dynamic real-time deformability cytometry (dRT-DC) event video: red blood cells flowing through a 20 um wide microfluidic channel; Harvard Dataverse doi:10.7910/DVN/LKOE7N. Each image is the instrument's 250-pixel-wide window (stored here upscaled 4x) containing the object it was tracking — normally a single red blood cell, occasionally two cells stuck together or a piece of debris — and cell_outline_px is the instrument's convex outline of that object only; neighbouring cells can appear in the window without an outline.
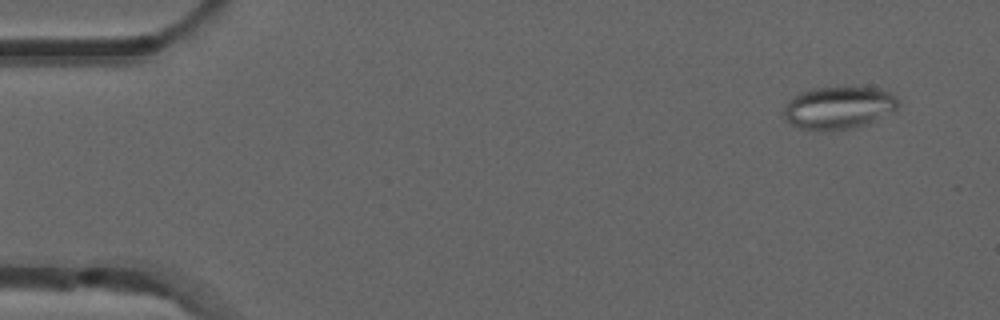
{"species": "common noctule bat (a hibernating species)", "species_latin": "Nyctalus noctula", "temperature_condition": "room temperature", "stored_images_in_passage": 3, "camera_frame_rate_fps": 3000, "um_per_image_px": 0.085, "animal": {"sex": "male", "forearm_length_mm": 52.5}, "frame": {"image": 1, "passage_image": 1, "time_ms": 0.0, "image_size_px": [1000, 320], "cell_outline_px": [[900, 104], [896, 112], [868, 124], [848, 128], [800, 128], [792, 124], [784, 116], [784, 104], [788, 100], [800, 92], [812, 88], [876, 88], [888, 92], [896, 96], [900, 100]], "centroid_in_image_um": [71.35, 9.13], "position_along_channel_um": 13.6, "area_um2": 27.98}}